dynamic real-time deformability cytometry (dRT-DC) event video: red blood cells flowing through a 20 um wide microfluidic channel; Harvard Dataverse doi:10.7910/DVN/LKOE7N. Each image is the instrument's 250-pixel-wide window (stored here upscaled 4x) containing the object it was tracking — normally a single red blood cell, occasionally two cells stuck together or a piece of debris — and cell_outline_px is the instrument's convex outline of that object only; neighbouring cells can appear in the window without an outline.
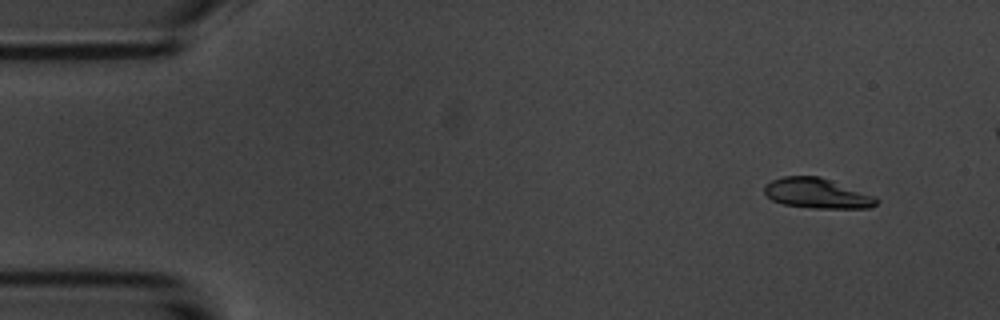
{"species": "common noctule bat (a hibernating species)", "species_latin": "Nyctalus noctula", "temperature_condition": "room temperature", "stored_images_in_passage": 5, "camera_frame_rate_fps": 3000, "um_per_image_px": 0.085, "animal": {"sex": "male", "body_mass_g": 20.1, "forearm_length_mm": 53.5}, "frame": {"image": 1, "passage_image": 1, "time_ms": 0.0, "image_size_px": [1000, 320], "cell_outline_px": [[880, 200], [872, 208], [816, 208], [784, 204], [772, 200], [764, 192], [764, 184], [772, 180], [784, 176], [820, 176], [872, 196]], "centroid_in_image_um": [69.41, 16.43], "position_along_channel_um": 15.6, "area_um2": 19.36}}